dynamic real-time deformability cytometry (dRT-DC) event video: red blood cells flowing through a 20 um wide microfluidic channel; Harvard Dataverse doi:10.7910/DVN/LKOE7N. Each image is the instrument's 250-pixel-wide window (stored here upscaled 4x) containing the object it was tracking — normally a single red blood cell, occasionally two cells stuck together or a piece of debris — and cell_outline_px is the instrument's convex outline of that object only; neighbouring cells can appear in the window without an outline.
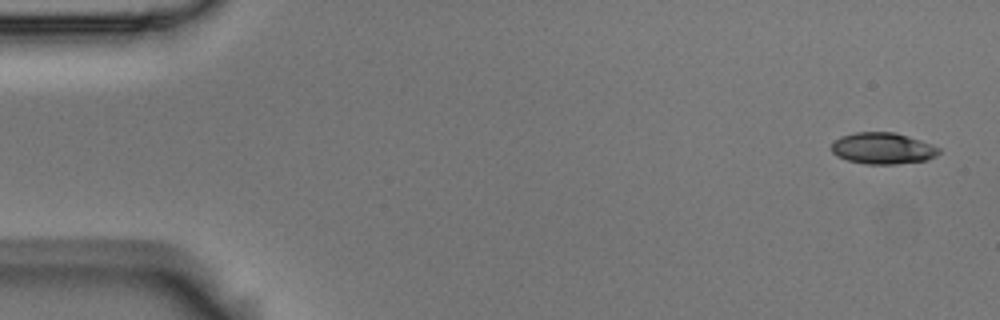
{"species": "Egyptian fruit bat (a non-hibernating species)", "species_latin": "Rousettus aegyptiacus", "temperature_condition": "room temperature", "stored_images_in_passage": 5, "camera_frame_rate_fps": 3000, "um_per_image_px": 0.085, "animal": {"sex": "male"}, "frame": {"image": 1, "passage_image": 1, "time_ms": 0.0, "image_size_px": [1000, 320], "cell_outline_px": [[940, 152], [936, 156], [928, 160], [896, 164], [864, 164], [848, 160], [836, 156], [832, 152], [832, 144], [840, 136], [856, 132], [896, 132], [920, 140], [940, 148]], "centroid_in_image_um": [75.04, 12.61], "position_along_channel_um": 10.0, "area_um2": 19.71}}
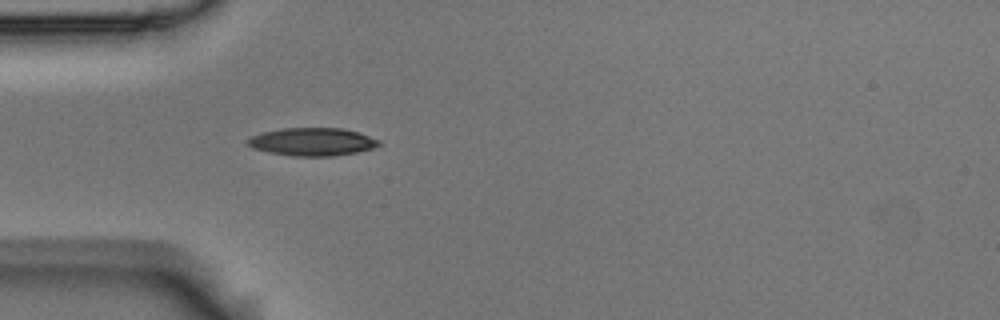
{"frame": {"image": 2, "passage_image": 5, "time_ms": 1.333, "image_size_px": [1000, 320], "cell_outline_px": [[380, 144], [376, 148], [356, 152], [332, 156], [292, 156], [268, 152], [252, 148], [244, 140], [252, 136], [264, 132], [280, 128], [340, 128], [360, 132], [380, 140]], "centroid_in_image_um": [26.56, 12.05], "position_along_channel_um": 58.4, "area_um2": 21.5}}